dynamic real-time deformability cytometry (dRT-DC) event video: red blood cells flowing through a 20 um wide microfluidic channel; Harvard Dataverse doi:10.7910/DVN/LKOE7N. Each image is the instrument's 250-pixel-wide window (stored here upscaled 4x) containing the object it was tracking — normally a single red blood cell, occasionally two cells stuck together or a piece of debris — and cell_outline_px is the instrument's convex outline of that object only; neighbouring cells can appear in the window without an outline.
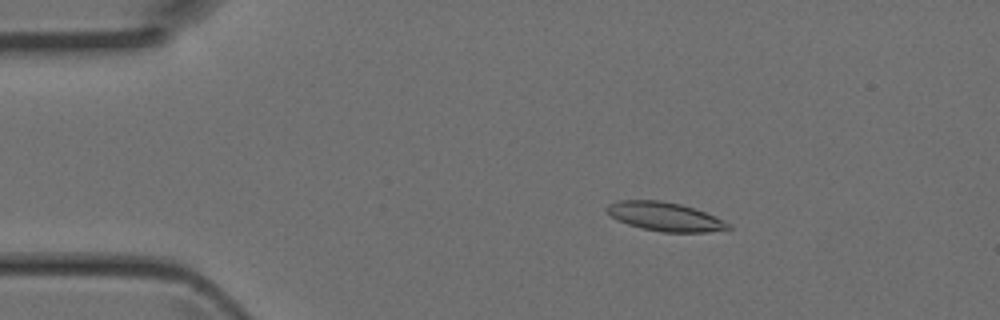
{"species": "Egyptian fruit bat (a non-hibernating species)", "species_latin": "Rousettus aegyptiacus", "temperature_condition": "room temperature", "stored_images_in_passage": 4, "camera_frame_rate_fps": 3000, "um_per_image_px": 0.085, "animal": {"sex": "female"}, "frame": {"image": 1, "passage_image": 2, "time_ms": 0.333, "image_size_px": [1000, 320], "cell_outline_px": [[732, 228], [708, 232], [660, 232], [640, 228], [616, 220], [604, 208], [608, 204], [620, 200], [660, 200], [680, 204], [704, 212], [732, 224]], "centroid_in_image_um": [56.49, 18.42], "position_along_channel_um": 28.5, "area_um2": 20.35}}
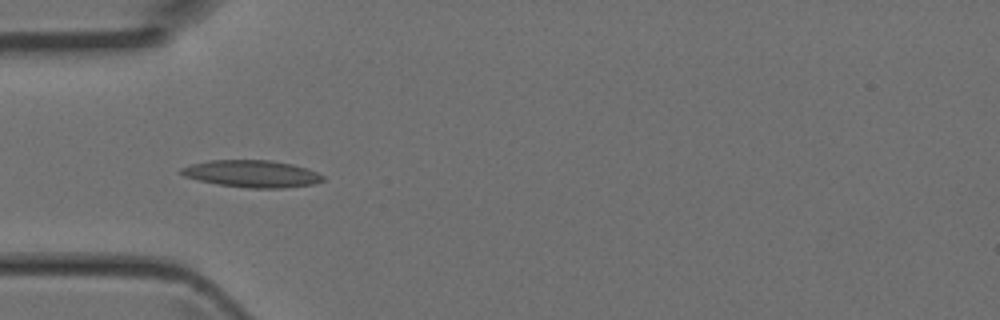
{"frame": {"image": 2, "passage_image": 4, "time_ms": 1.0, "image_size_px": [1000, 320], "cell_outline_px": [[324, 180], [312, 184], [284, 188], [248, 188], [216, 184], [184, 176], [180, 172], [180, 168], [192, 164], [208, 160], [268, 160], [292, 164], [308, 168], [324, 176]], "centroid_in_image_um": [21.41, 14.77], "position_along_channel_um": 63.6, "area_um2": 22.31}}